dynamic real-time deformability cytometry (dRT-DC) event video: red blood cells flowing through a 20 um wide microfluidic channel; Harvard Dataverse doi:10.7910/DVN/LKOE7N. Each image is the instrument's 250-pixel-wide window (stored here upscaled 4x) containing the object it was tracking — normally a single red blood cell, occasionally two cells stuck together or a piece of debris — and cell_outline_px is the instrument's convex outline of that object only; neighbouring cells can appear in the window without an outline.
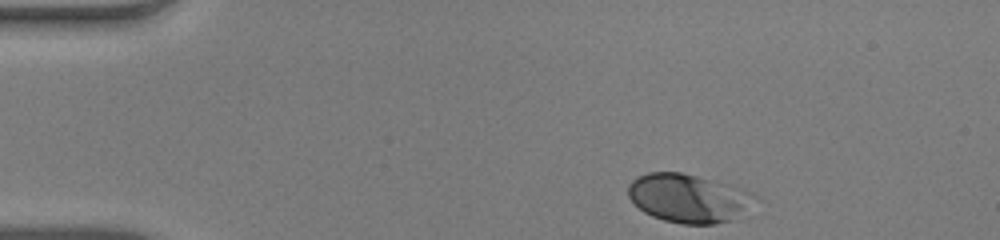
{"species": "human", "species_latin": "Homo sapiens", "temperature_condition": "warm", "stored_images_in_passage": 37, "camera_frame_rate_fps": 3000, "um_per_image_px": 0.085, "donor": {"sex": "male"}, "frame": {"image": 1, "passage_image": 1, "time_ms": 0.0, "image_size_px": [1000, 240], "cell_outline_px": [[756, 196], [728, 220], [716, 224], [684, 224], [664, 220], [652, 216], [644, 212], [628, 196], [628, 184], [632, 180], [648, 172], [680, 172], [728, 184], [752, 192]], "centroid_in_image_um": [58.4, 16.82], "position_along_channel_um": 26.6, "area_um2": 34.74}}
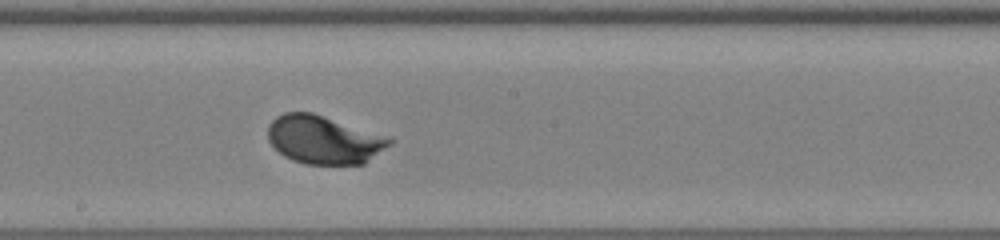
{"frame": {"image": 2, "passage_image": 22, "time_ms": 7.0, "image_size_px": [1000, 240], "cell_outline_px": [[396, 140], [392, 144], [364, 164], [304, 164], [292, 160], [284, 156], [268, 140], [268, 124], [276, 116], [284, 112], [312, 112], [392, 136]], "centroid_in_image_um": [27.59, 11.86], "position_along_channel_um": 220.6, "area_um2": 34.8}}
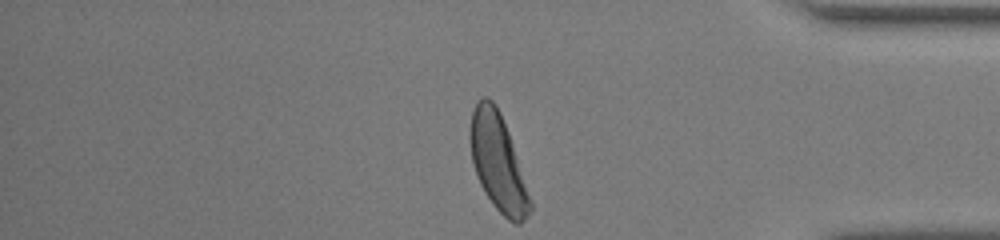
{"frame": {"image": 3, "passage_image": 37, "time_ms": 12.0, "image_size_px": [1000, 240], "cell_outline_px": [[532, 212], [520, 224], [516, 224], [508, 220], [492, 204], [484, 192], [480, 184], [472, 164], [468, 136], [472, 112], [476, 104], [484, 96], [488, 96], [496, 104], [500, 112], [508, 132], [532, 200]], "centroid_in_image_um": [42.32, 13.83], "position_along_channel_um": 392.9, "area_um2": 33.99}, "authors_computed_cell_mechanics": {"area_um2": 33.6396, "velocity_mm_per_s": 3.8924, "shape_relaxation_time_tau1_ms": 1.7985, "shape_relaxation_time_tau2_ms": null, "deformation_change_tau1": 0.1162, "deformation_change_tau2": null}}